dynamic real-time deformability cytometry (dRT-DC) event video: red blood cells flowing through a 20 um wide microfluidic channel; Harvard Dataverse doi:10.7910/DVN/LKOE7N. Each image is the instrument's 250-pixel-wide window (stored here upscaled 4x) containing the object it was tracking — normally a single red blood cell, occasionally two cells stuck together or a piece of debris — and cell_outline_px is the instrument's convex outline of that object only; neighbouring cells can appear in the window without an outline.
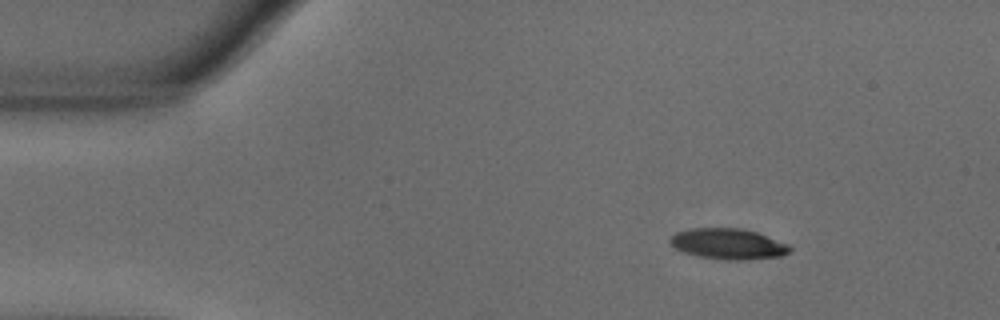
{"species": "common noctule bat (a hibernating species)", "species_latin": "Nyctalus noctula", "temperature_condition": "warm", "stored_images_in_passage": 3, "camera_frame_rate_fps": 3000, "um_per_image_px": 0.085, "animal": {"sex": "male", "body_mass_g": 18.8}, "frame": {"image": 1, "passage_image": 1, "time_ms": 0.0, "image_size_px": [1000, 320], "cell_outline_px": [[792, 248], [788, 252], [780, 256], [736, 260], [700, 256], [684, 252], [676, 248], [668, 240], [676, 232], [692, 228], [740, 228], [756, 232], [788, 244]], "centroid_in_image_um": [61.88, 20.71], "position_along_channel_um": 23.1, "area_um2": 20.92}}